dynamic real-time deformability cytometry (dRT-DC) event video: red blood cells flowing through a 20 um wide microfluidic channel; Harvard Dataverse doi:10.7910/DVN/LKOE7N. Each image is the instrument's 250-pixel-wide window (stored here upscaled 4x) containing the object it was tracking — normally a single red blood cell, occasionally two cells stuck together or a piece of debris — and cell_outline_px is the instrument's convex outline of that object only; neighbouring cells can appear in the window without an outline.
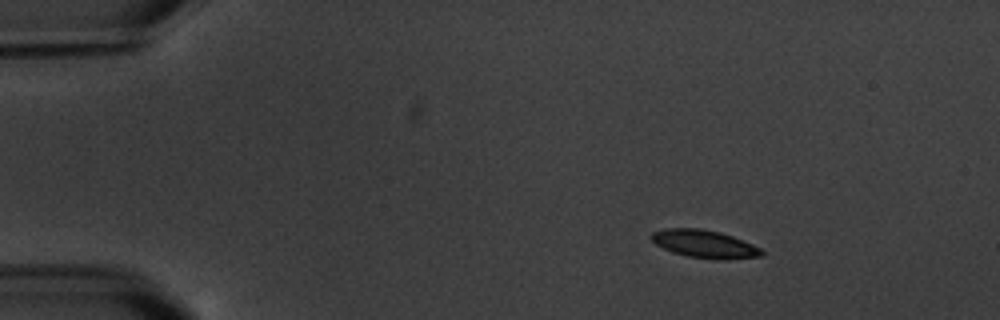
{"species": "common noctule bat (a hibernating species)", "species_latin": "Nyctalus noctula", "temperature_condition": "warm", "stored_images_in_passage": 8, "camera_frame_rate_fps": 3000, "um_per_image_px": 0.085, "animal": {"sex": "male", "body_mass_g": 20.1, "forearm_length_mm": 53.5}, "frame": {"image": 1, "passage_image": 1, "time_ms": 0.0, "image_size_px": [1000, 320], "cell_outline_px": [[764, 256], [724, 260], [720, 260], [688, 256], [672, 252], [656, 244], [648, 236], [652, 232], [664, 228], [700, 228], [720, 232], [732, 236], [752, 244], [760, 248], [764, 252]], "centroid_in_image_um": [59.88, 20.73], "position_along_channel_um": 25.1, "area_um2": 17.98}}
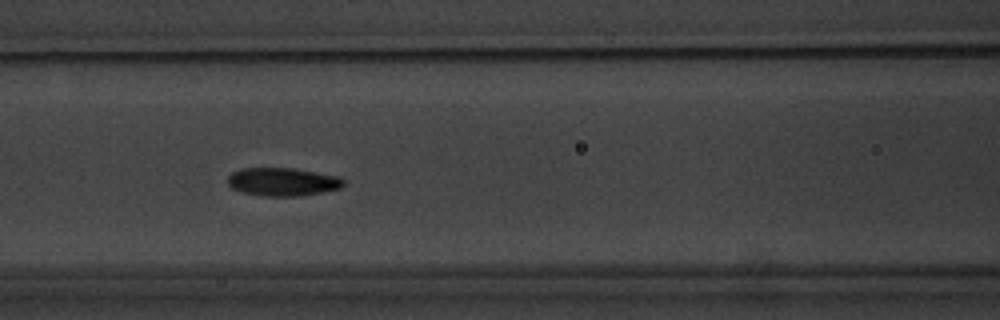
{"frame": {"image": 2, "passage_image": 6, "time_ms": 5.667, "image_size_px": [1000, 320], "cell_outline_px": [[344, 184], [340, 188], [300, 196], [264, 196], [240, 192], [232, 188], [228, 184], [228, 176], [232, 172], [240, 168], [292, 168], [340, 176], [344, 180]], "centroid_in_image_um": [24.0, 15.45], "position_along_channel_um": 142.6, "area_um2": 19.07}}
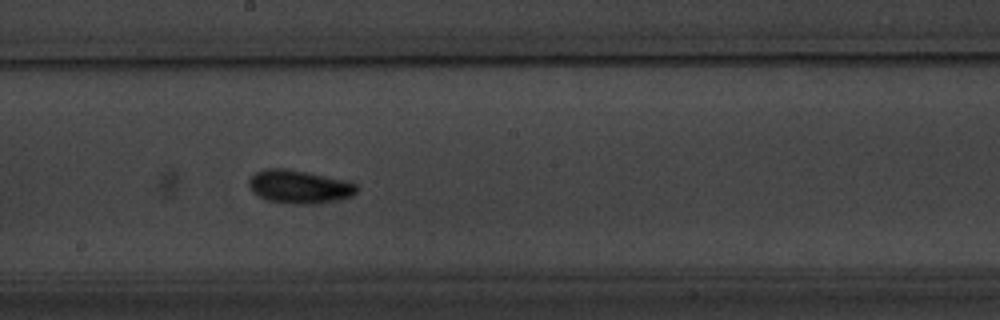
{"frame": {"image": 3, "passage_image": 8, "time_ms": 8.0, "image_size_px": [1000, 320], "cell_outline_px": [[360, 188], [352, 196], [336, 200], [312, 204], [288, 204], [268, 200], [252, 192], [248, 184], [248, 180], [256, 172], [264, 168], [284, 168], [308, 172], [356, 184]], "centroid_in_image_um": [25.4, 15.87], "position_along_channel_um": 222.8, "area_um2": 20.81}}